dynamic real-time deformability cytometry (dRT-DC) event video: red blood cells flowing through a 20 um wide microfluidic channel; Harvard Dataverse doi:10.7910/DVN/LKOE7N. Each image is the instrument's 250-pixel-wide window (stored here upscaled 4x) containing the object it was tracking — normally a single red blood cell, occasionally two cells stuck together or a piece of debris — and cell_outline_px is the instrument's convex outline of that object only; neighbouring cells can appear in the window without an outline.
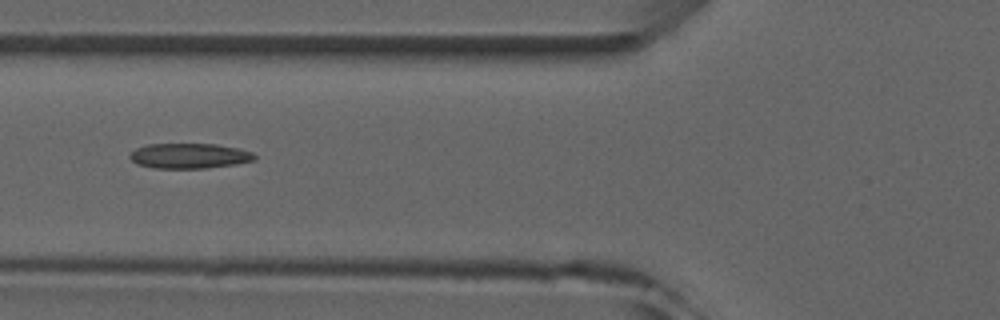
{"species": "common noctule bat (a hibernating species)", "species_latin": "Nyctalus noctula", "temperature_condition": "room temperature", "stored_images_in_passage": 6, "camera_frame_rate_fps": 3000, "um_per_image_px": 0.085, "animal": {"sex": "male", "forearm_length_mm": 52.5}, "frame": {"image": 1, "passage_image": 6, "time_ms": 5.667, "image_size_px": [1000, 320], "cell_outline_px": [[256, 160], [236, 164], [204, 168], [152, 168], [136, 164], [128, 156], [136, 148], [148, 144], [216, 144], [240, 148], [252, 152], [256, 156]], "centroid_in_image_um": [16.1, 13.25], "position_along_channel_um": 109.7, "area_um2": 18.38}}